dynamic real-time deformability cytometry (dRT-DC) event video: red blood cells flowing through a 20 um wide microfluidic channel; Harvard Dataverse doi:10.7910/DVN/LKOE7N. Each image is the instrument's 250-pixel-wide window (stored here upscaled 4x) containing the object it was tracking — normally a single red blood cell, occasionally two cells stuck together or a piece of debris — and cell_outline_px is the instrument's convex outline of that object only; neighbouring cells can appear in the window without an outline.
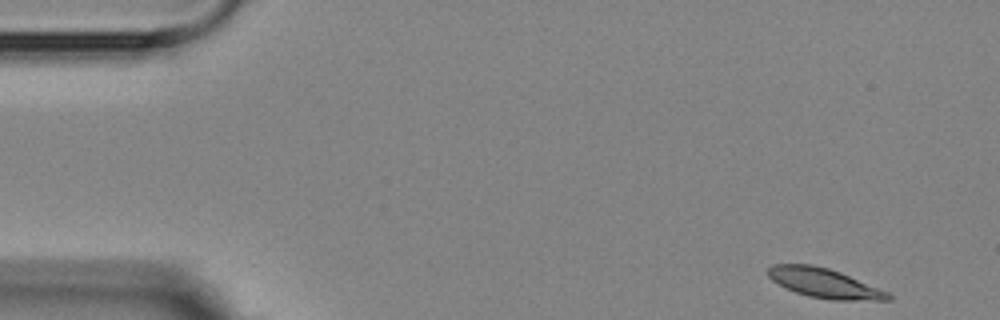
{"species": "Egyptian fruit bat (a non-hibernating species)", "species_latin": "Rousettus aegyptiacus", "temperature_condition": "room temperature", "stored_images_in_passage": 6, "camera_frame_rate_fps": 3000, "um_per_image_px": 0.085, "animal": {"sex": "female"}, "frame": {"image": 1, "passage_image": 1, "time_ms": 0.0, "image_size_px": [1000, 320], "cell_outline_px": [[892, 300], [832, 300], [808, 296], [796, 292], [772, 280], [768, 276], [768, 268], [772, 264], [812, 264], [828, 268], [840, 272], [888, 292], [892, 296]], "centroid_in_image_um": [70.07, 24.06], "position_along_channel_um": 14.9, "area_um2": 20.4}}
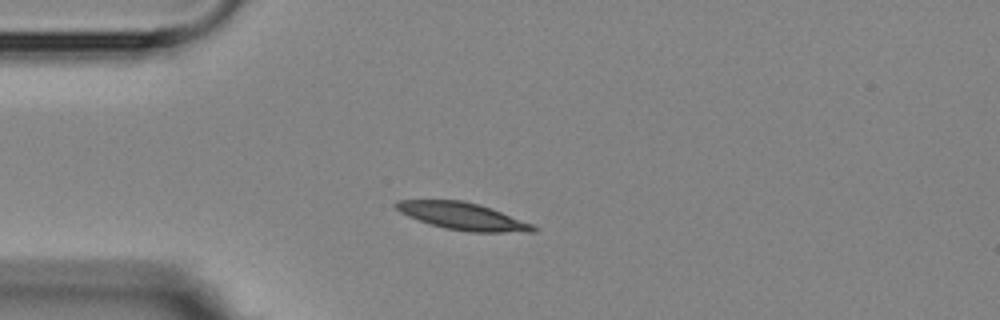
{"frame": {"image": 2, "passage_image": 4, "time_ms": 3.333, "image_size_px": [1000, 320], "cell_outline_px": [[540, 228], [536, 232], [468, 232], [444, 228], [428, 224], [408, 216], [400, 212], [392, 204], [396, 200], [464, 200], [480, 204], [492, 208], [532, 224]], "centroid_in_image_um": [39.33, 18.38], "position_along_channel_um": 45.7, "area_um2": 22.02}}
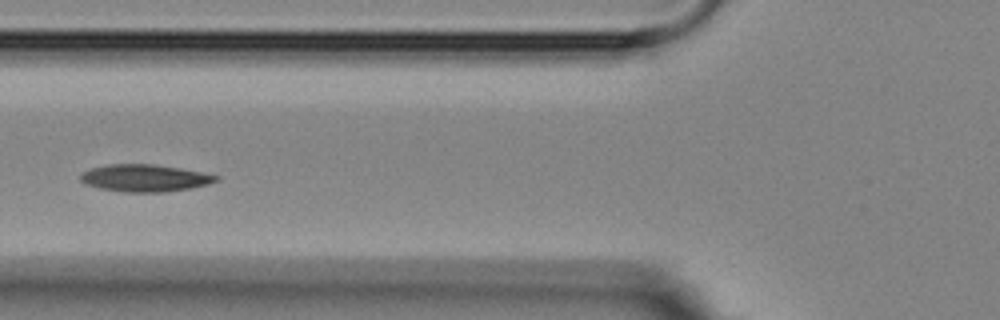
{"frame": {"image": 3, "passage_image": 6, "time_ms": 5.667, "image_size_px": [1000, 320], "cell_outline_px": [[220, 180], [208, 184], [192, 188], [164, 192], [124, 192], [100, 188], [88, 184], [80, 180], [80, 176], [84, 172], [92, 168], [108, 164], [152, 164], [180, 168], [220, 176]], "centroid_in_image_um": [12.35, 15.13], "position_along_channel_um": 113.4, "area_um2": 21.33}}